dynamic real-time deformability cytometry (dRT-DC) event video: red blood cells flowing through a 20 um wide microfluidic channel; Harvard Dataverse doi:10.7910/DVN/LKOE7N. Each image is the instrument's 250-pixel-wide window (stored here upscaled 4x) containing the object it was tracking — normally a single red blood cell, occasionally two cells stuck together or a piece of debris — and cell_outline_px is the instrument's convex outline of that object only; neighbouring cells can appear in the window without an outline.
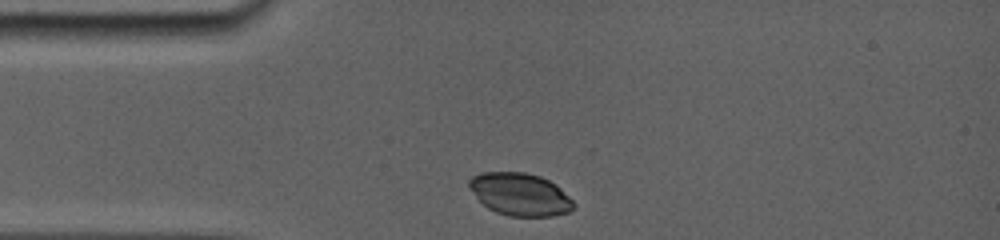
{"species": "common noctule bat (a hibernating species)", "species_latin": "Nyctalus noctula", "temperature_condition": "room temperature", "stored_images_in_passage": 32, "camera_frame_rate_fps": 5000, "um_per_image_px": 0.085, "animal": {"sex": "female", "body_mass_g": 19.0, "forearm_length_mm": 56.7}, "frame": {"image": 1, "passage_image": 1, "time_ms": 0.0, "image_size_px": [1000, 240], "cell_outline_px": [[576, 208], [568, 212], [552, 216], [508, 216], [496, 212], [488, 208], [468, 188], [468, 180], [472, 176], [484, 172], [524, 172], [540, 176], [556, 184], [576, 204]], "centroid_in_image_um": [44.21, 16.52], "position_along_channel_um": 40.8, "area_um2": 25.95}}
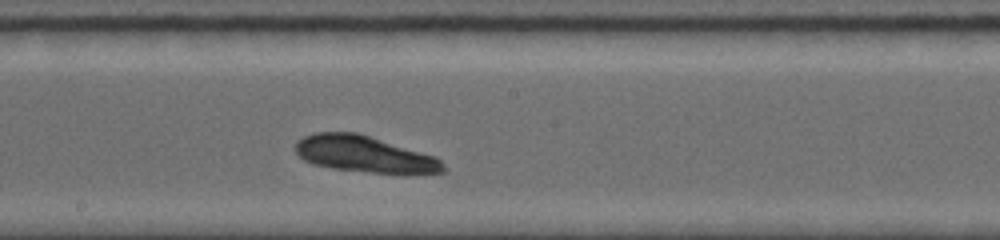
{"frame": {"image": 2, "passage_image": 14, "time_ms": 5.2, "image_size_px": [1000, 240], "cell_outline_px": [[444, 172], [404, 176], [332, 168], [312, 164], [304, 160], [292, 148], [304, 136], [316, 132], [356, 132], [436, 156], [440, 160], [444, 168]], "centroid_in_image_um": [31.02, 13.14], "position_along_channel_um": 217.2, "area_um2": 31.85}}
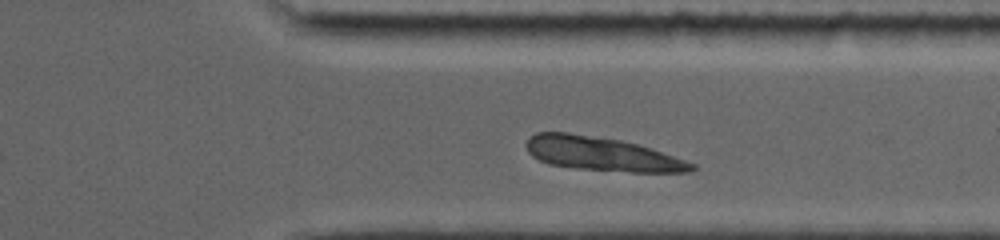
{"frame": {"image": 3, "passage_image": 27, "time_ms": 9.0, "image_size_px": [1000, 240], "cell_outline_px": [[696, 168], [688, 172], [628, 172], [576, 168], [548, 164], [532, 156], [528, 152], [524, 144], [528, 136], [536, 132], [568, 132], [620, 140], [636, 144], [696, 164]], "centroid_in_image_um": [51.07, 13.08], "position_along_channel_um": 360.3, "area_um2": 32.48}}